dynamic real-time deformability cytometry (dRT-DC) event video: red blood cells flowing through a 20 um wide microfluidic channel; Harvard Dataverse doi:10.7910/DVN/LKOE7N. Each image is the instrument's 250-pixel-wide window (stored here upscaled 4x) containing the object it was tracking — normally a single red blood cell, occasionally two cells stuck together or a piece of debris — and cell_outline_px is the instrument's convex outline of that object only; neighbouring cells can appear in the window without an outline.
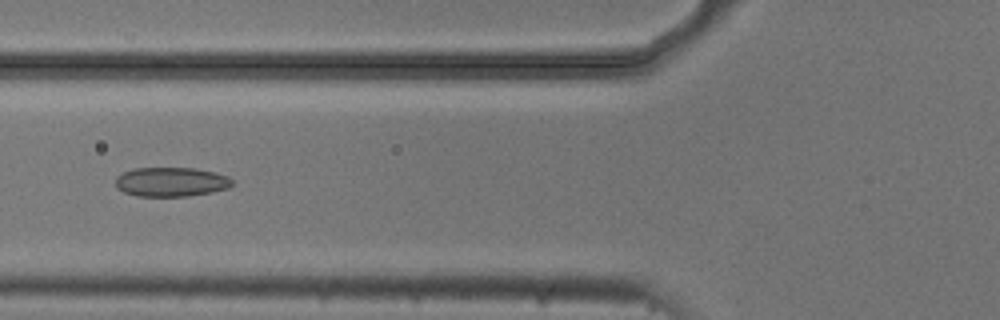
{"species": "common noctule bat (a hibernating species)", "species_latin": "Nyctalus noctula", "temperature_condition": "cold", "stored_images_in_passage": 6, "camera_frame_rate_fps": 3000, "um_per_image_px": 0.085, "animal": {"sex": "male", "body_mass_g": 20.5, "forearm_length_mm": 52.5}, "frame": {"image": 1, "passage_image": 6, "time_ms": 1.667, "image_size_px": [1000, 320], "cell_outline_px": [[232, 184], [228, 188], [212, 192], [188, 196], [136, 196], [124, 192], [116, 188], [116, 176], [132, 168], [192, 168], [212, 172], [228, 176], [232, 180]], "centroid_in_image_um": [14.51, 15.46], "position_along_channel_um": 111.3, "area_um2": 19.88}}